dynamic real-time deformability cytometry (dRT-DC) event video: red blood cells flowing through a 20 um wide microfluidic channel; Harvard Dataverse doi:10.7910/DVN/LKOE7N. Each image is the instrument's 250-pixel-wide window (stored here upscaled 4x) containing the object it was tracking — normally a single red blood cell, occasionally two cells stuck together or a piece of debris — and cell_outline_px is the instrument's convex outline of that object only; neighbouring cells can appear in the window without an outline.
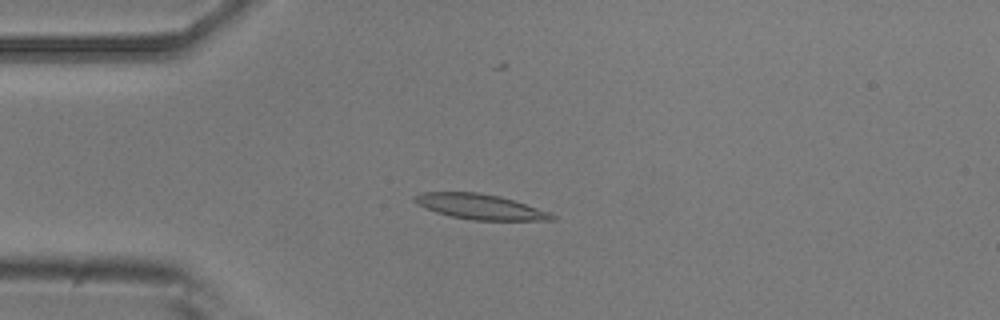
{"species": "common noctule bat (a hibernating species)", "species_latin": "Nyctalus noctula", "temperature_condition": "room temperature", "stored_images_in_passage": 51, "camera_frame_rate_fps": 3000, "um_per_image_px": 0.085, "animal": {"sex": "male", "body_mass_g": 20.5, "forearm_length_mm": 52.5}, "frame": {"image": 1, "passage_image": 10, "time_ms": 3.0, "image_size_px": [1000, 320], "cell_outline_px": [[556, 220], [472, 220], [452, 216], [436, 212], [424, 208], [416, 204], [412, 200], [412, 196], [424, 192], [480, 192], [500, 196], [548, 212], [556, 216]], "centroid_in_image_um": [40.74, 17.56], "position_along_channel_um": 44.3, "area_um2": 20.06}}
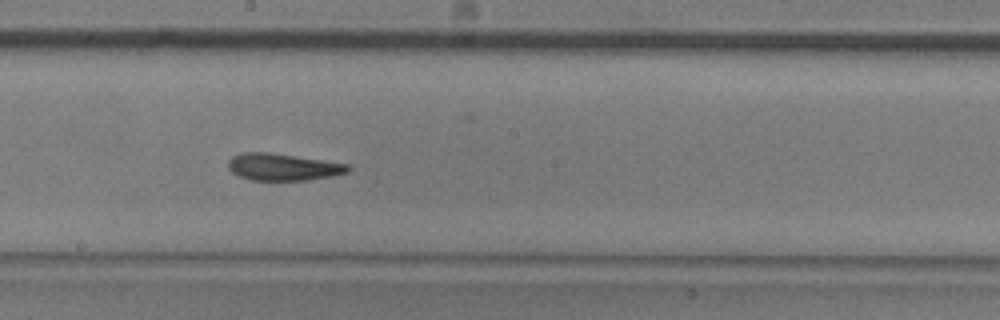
{"frame": {"image": 2, "passage_image": 26, "time_ms": 8.333, "image_size_px": [1000, 320], "cell_outline_px": [[352, 168], [348, 172], [332, 176], [304, 180], [252, 180], [240, 176], [232, 172], [228, 168], [228, 160], [232, 156], [244, 152], [268, 152], [348, 164]], "centroid_in_image_um": [24.04, 14.19], "position_along_channel_um": 224.2, "area_um2": 18.67}}
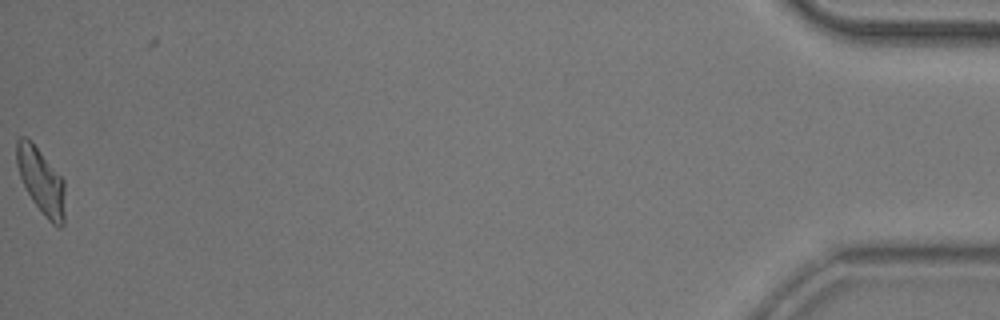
{"frame": {"image": 3, "passage_image": 51, "time_ms": 16.667, "image_size_px": [1000, 320], "cell_outline_px": [[64, 224], [60, 228], [52, 224], [48, 220], [32, 200], [20, 176], [16, 164], [16, 140], [20, 136], [24, 136], [32, 140], [64, 180]], "centroid_in_image_um": [3.49, 15.35], "position_along_channel_um": 431.7, "area_um2": 18.61}, "authors_computed_cell_mechanics": {"area_um2": 19.074, "velocity_mm_per_s": 3.7074, "shape_relaxation_time_tau1_ms": 9.8259, "shape_relaxation_time_tau2_ms": 4.5297, "deformation_change_tau1": 0.2715, "deformation_change_tau2": 0.1379}}